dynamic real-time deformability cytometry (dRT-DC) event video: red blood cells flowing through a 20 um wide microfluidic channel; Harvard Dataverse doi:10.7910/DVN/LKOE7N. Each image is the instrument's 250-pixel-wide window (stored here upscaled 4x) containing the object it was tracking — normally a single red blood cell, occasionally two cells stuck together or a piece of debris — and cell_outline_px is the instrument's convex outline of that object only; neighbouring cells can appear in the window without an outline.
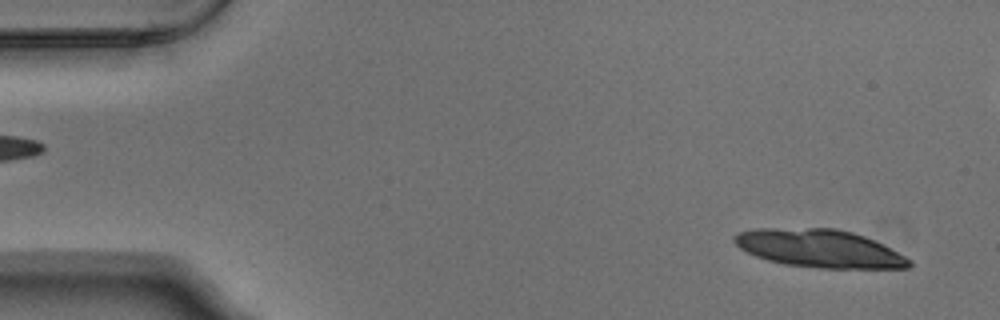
{"species": "Egyptian fruit bat (a non-hibernating species)", "species_latin": "Rousettus aegyptiacus", "temperature_condition": "warm", "stored_images_in_passage": 6, "segment_of_instrument_passage": [2, 2], "camera_frame_rate_fps": 3000, "um_per_image_px": 0.085, "animal": {"sex": "male"}, "frame": {"image": 1, "passage_image": 6, "time_ms": 1.667, "image_size_px": [1000, 320], "cell_outline_px": [[912, 264], [908, 268], [820, 268], [784, 264], [768, 260], [756, 256], [740, 248], [732, 240], [732, 236], [740, 232], [756, 228], [836, 228], [852, 232], [864, 236], [912, 260]], "centroid_in_image_um": [69.61, 21.12], "position_along_channel_um": 15.4, "area_um2": 38.38}}